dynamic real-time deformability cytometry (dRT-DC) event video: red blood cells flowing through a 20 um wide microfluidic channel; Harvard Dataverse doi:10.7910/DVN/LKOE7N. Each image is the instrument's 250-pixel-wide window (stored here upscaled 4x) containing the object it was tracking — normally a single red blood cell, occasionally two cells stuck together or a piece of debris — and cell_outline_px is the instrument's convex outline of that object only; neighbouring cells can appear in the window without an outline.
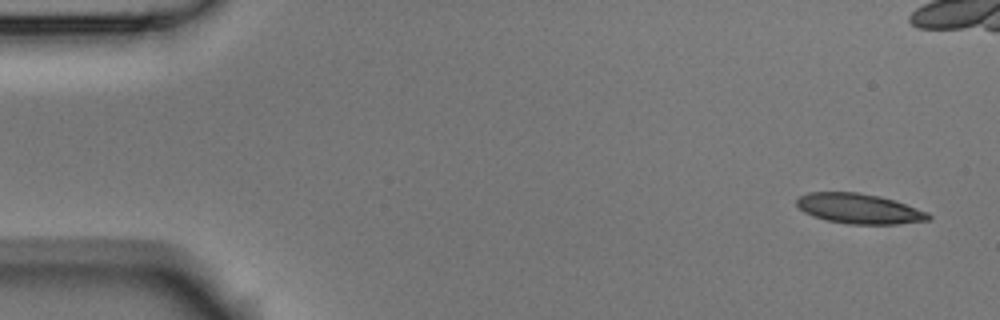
{"species": "Egyptian fruit bat (a non-hibernating species)", "species_latin": "Rousettus aegyptiacus", "temperature_condition": "room temperature", "stored_images_in_passage": 6, "camera_frame_rate_fps": 3000, "um_per_image_px": 0.085, "animal": {"sex": "male"}, "frame": {"image": 1, "passage_image": 1, "time_ms": 0.0, "image_size_px": [1000, 320], "cell_outline_px": [[932, 220], [900, 224], [848, 224], [828, 220], [812, 216], [804, 212], [796, 204], [796, 200], [800, 196], [808, 192], [856, 192], [880, 196], [928, 212], [932, 216]], "centroid_in_image_um": [73.04, 17.74], "position_along_channel_um": 12.0, "area_um2": 23.06}}